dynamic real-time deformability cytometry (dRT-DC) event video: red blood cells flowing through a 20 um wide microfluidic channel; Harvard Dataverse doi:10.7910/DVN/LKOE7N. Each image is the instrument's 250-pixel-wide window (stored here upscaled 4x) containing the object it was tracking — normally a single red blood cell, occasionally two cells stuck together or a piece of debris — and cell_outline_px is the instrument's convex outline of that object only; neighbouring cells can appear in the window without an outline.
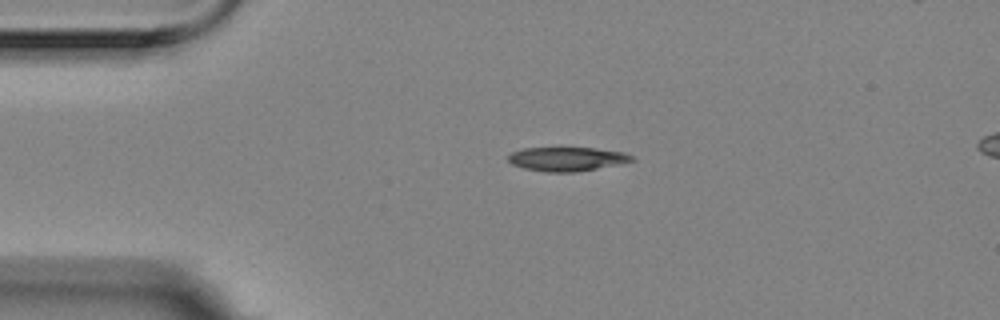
{"species": "Egyptian fruit bat (a non-hibernating species)", "species_latin": "Rousettus aegyptiacus", "temperature_condition": "room temperature", "stored_images_in_passage": 45, "camera_frame_rate_fps": 3000, "um_per_image_px": 0.085, "animal": {"sex": "female"}, "frame": {"image": 1, "passage_image": 1, "time_ms": 0.0, "image_size_px": [1000, 320], "cell_outline_px": [[636, 160], [620, 164], [576, 172], [548, 172], [524, 168], [512, 164], [508, 160], [508, 156], [512, 152], [524, 148], [592, 148], [624, 152], [632, 156]], "centroid_in_image_um": [48.21, 13.52], "position_along_channel_um": 36.8, "area_um2": 17.17}}
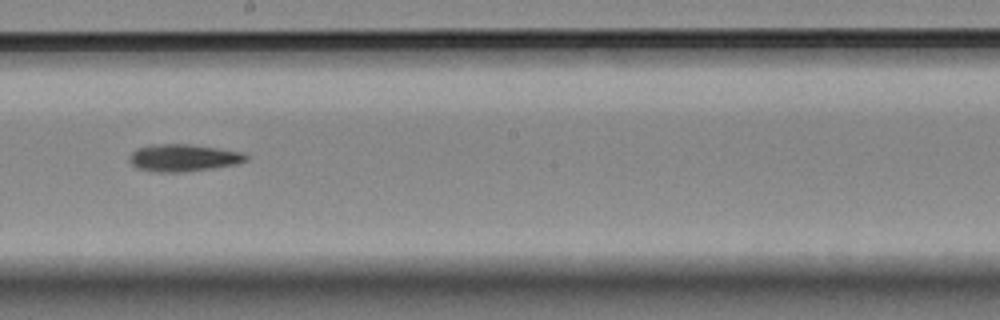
{"frame": {"image": 2, "passage_image": 20, "time_ms": 6.333, "image_size_px": [1000, 320], "cell_outline_px": [[248, 160], [236, 164], [212, 168], [184, 172], [152, 172], [136, 168], [128, 160], [128, 156], [136, 148], [152, 144], [188, 144], [216, 148], [240, 152], [248, 156]], "centroid_in_image_um": [15.52, 13.42], "position_along_channel_um": 232.7, "area_um2": 18.55}}
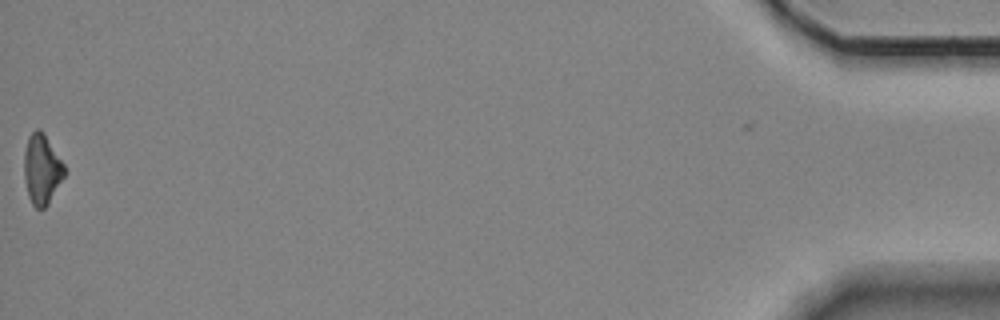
{"frame": {"image": 3, "passage_image": 45, "time_ms": 14.667, "image_size_px": [1000, 320], "cell_outline_px": [[64, 176], [48, 204], [44, 208], [36, 208], [32, 204], [28, 196], [24, 176], [24, 152], [28, 136], [36, 128], [40, 128], [44, 132], [64, 164]], "centroid_in_image_um": [3.54, 14.36], "position_along_channel_um": 431.7, "area_um2": 16.42}, "authors_computed_cell_mechanics": {"area_um2": 17.4556, "velocity_mm_per_s": 3.5537, "shape_relaxation_time_tau1_ms": 8.847, "shape_relaxation_time_tau2_ms": null, "deformation_change_tau1": 0.1655, "deformation_change_tau2": null}}